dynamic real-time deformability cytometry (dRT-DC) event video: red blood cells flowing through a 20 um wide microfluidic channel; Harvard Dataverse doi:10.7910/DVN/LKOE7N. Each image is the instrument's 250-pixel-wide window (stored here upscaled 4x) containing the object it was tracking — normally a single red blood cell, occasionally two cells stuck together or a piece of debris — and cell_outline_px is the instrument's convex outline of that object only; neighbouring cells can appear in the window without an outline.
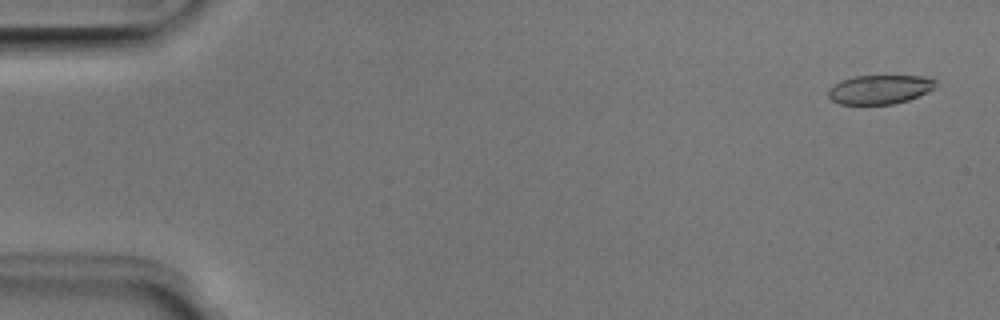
{"species": "Egyptian fruit bat (a non-hibernating species)", "species_latin": "Rousettus aegyptiacus", "temperature_condition": "room temperature", "stored_images_in_passage": 51, "camera_frame_rate_fps": 3000, "um_per_image_px": 0.085, "animal": {"sex": "male"}, "frame": {"image": 1, "passage_image": 2, "time_ms": 0.333, "image_size_px": [1000, 320], "cell_outline_px": [[936, 88], [908, 100], [892, 104], [840, 104], [832, 100], [828, 96], [828, 92], [840, 80], [852, 76], [920, 76], [936, 80]], "centroid_in_image_um": [74.79, 7.6], "position_along_channel_um": 10.2, "area_um2": 18.03}}
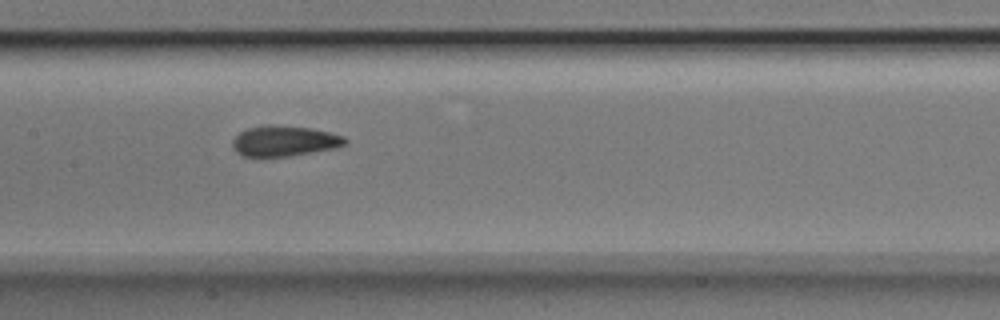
{"frame": {"image": 2, "passage_image": 25, "time_ms": 8.0, "image_size_px": [1000, 320], "cell_outline_px": [[348, 144], [336, 148], [288, 156], [260, 160], [240, 156], [232, 148], [232, 140], [240, 132], [248, 128], [264, 124], [272, 124], [312, 128], [344, 136], [348, 140]], "centroid_in_image_um": [24.11, 12.02], "position_along_channel_um": 183.3, "area_um2": 20.92}}
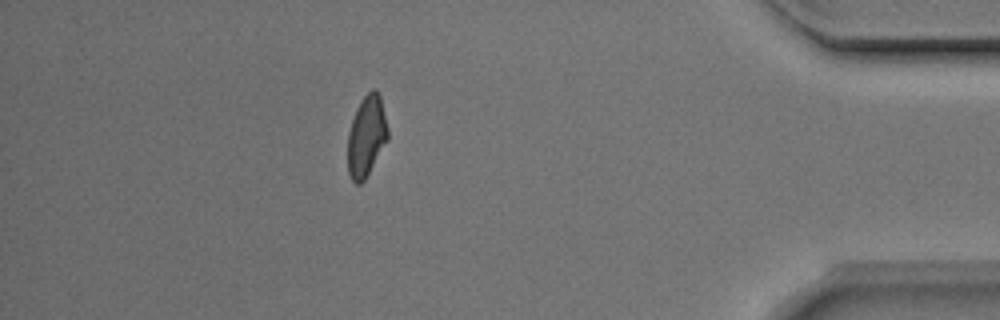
{"frame": {"image": 3, "passage_image": 45, "time_ms": 14.667, "image_size_px": [1000, 320], "cell_outline_px": [[388, 140], [364, 180], [360, 184], [356, 184], [352, 180], [348, 172], [348, 132], [356, 108], [364, 96], [372, 88], [376, 88], [380, 96], [388, 128]], "centroid_in_image_um": [31.15, 11.56], "position_along_channel_um": 404.0, "area_um2": 18.84}, "authors_computed_cell_mechanics": {"area_um2": 19.7098, "velocity_mm_per_s": 3.9762, "shape_relaxation_time_tau1_ms": 4.0579, "shape_relaxation_time_tau2_ms": 1.628, "deformation_change_tau1": 0.1248, "deformation_change_tau2": 0.0844}}